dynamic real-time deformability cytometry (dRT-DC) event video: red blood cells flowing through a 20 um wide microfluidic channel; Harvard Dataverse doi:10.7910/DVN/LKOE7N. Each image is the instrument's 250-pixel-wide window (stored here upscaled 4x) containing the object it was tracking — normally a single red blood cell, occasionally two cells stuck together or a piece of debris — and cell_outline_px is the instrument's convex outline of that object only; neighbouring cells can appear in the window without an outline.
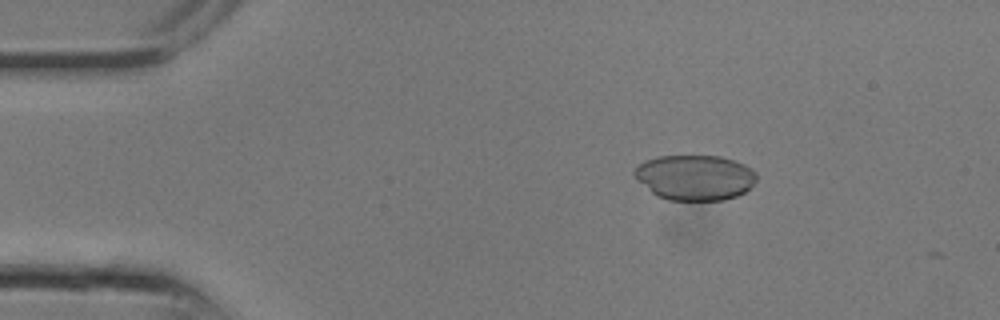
{"species": "common noctule bat (a hibernating species)", "species_latin": "Nyctalus noctula", "temperature_condition": "room temperature", "stored_images_in_passage": 17, "camera_frame_rate_fps": 3000, "um_per_image_px": 0.085, "animal": {"sex": "male", "body_mass_g": 13.3}, "frame": {"image": 1, "passage_image": 4, "time_ms": 1.0, "image_size_px": [1000, 320], "cell_outline_px": [[756, 180], [744, 192], [736, 196], [724, 200], [668, 200], [656, 196], [636, 180], [632, 172], [644, 160], [660, 156], [720, 156], [744, 164], [756, 172]], "centroid_in_image_um": [59.03, 15.09], "position_along_channel_um": 26.0, "area_um2": 32.25}}
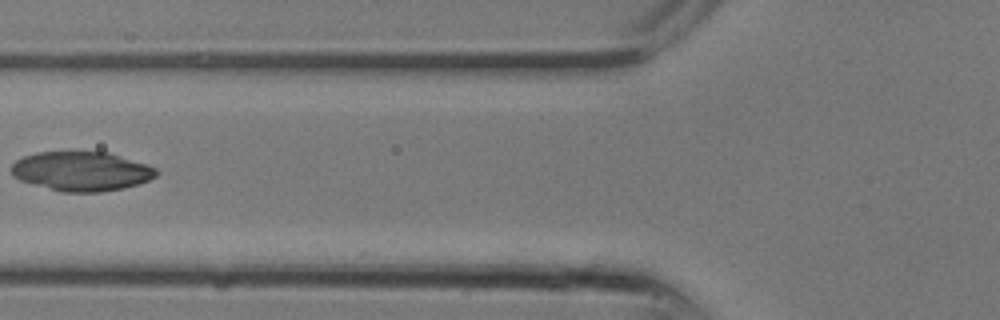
{"frame": {"image": 2, "passage_image": 10, "time_ms": 3.0, "image_size_px": [1000, 320], "cell_outline_px": [[160, 172], [156, 176], [140, 184], [124, 188], [100, 192], [64, 192], [48, 188], [20, 180], [12, 176], [12, 164], [16, 160], [24, 156], [36, 152], [108, 152], [148, 164], [156, 168]], "centroid_in_image_um": [6.96, 14.55], "position_along_channel_um": 118.8, "area_um2": 33.29}}
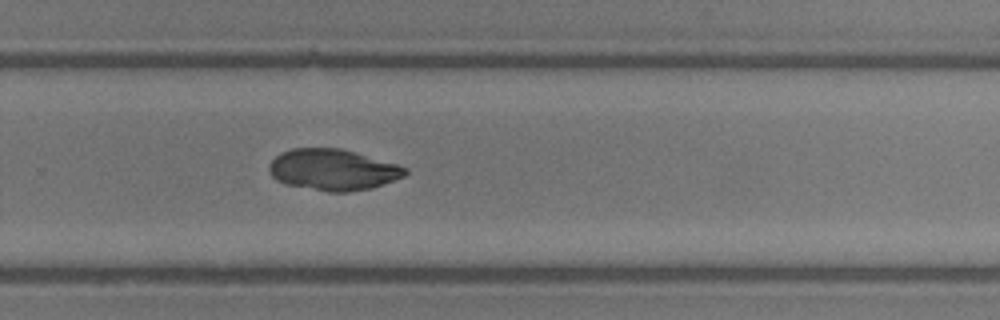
{"frame": {"image": 3, "passage_image": 17, "time_ms": 5.333, "image_size_px": [1000, 320], "cell_outline_px": [[408, 172], [404, 176], [372, 188], [348, 192], [328, 192], [284, 184], [276, 180], [268, 172], [268, 164], [280, 152], [292, 148], [340, 148], [400, 164], [408, 168]], "centroid_in_image_um": [28.29, 14.42], "position_along_channel_um": 301.5, "area_um2": 33.0}}